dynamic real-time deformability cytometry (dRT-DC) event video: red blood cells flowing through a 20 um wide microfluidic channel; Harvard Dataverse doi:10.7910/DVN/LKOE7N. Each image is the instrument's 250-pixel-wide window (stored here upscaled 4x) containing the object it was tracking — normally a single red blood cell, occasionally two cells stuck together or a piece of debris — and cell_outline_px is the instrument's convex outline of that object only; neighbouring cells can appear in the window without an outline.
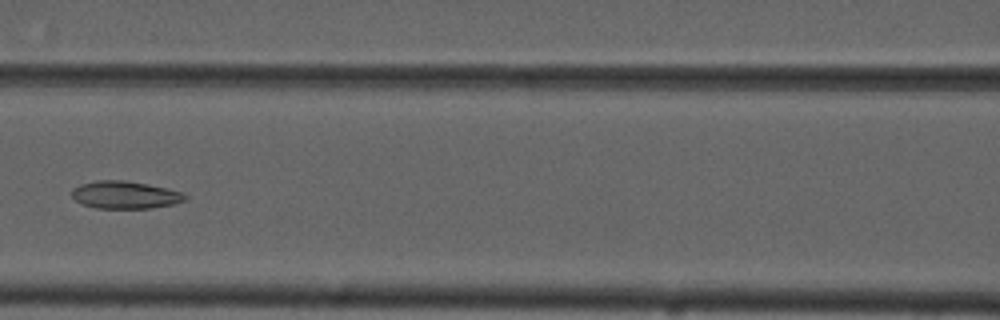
{"species": "common noctule bat (a hibernating species)", "species_latin": "Nyctalus noctula", "temperature_condition": "cold", "stored_images_in_passage": 4, "camera_frame_rate_fps": 3000, "um_per_image_px": 0.085, "animal": {"sex": "male", "forearm_length_mm": 52.5}, "frame": {"image": 1, "passage_image": 4, "time_ms": 3.333, "image_size_px": [1000, 320], "cell_outline_px": [[188, 196], [184, 200], [176, 204], [152, 208], [96, 208], [84, 204], [76, 200], [72, 196], [72, 188], [80, 184], [96, 180], [124, 180], [184, 192]], "centroid_in_image_um": [10.64, 16.57], "position_along_channel_um": 156.0, "area_um2": 18.09}}